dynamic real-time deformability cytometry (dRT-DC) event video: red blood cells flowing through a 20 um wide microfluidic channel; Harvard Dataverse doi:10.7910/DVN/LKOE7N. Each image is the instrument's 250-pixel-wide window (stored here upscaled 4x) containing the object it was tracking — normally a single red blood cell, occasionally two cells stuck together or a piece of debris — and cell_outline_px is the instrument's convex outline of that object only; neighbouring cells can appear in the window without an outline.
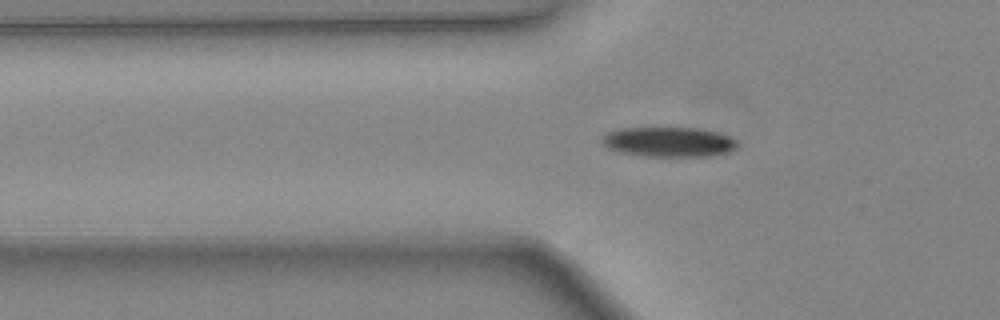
{"species": "common noctule bat (a hibernating species)", "species_latin": "Nyctalus noctula", "temperature_condition": "warm", "stored_images_in_passage": 45, "camera_frame_rate_fps": 3000, "um_per_image_px": 0.085, "animal": {"sex": "female", "body_mass_g": 24.6, "forearm_length_mm": 56.2}, "frame": {"image": 1, "passage_image": 18, "time_ms": 5.667, "image_size_px": [1000, 320], "cell_outline_px": [[740, 144], [736, 148], [728, 152], [712, 156], [644, 156], [620, 152], [608, 148], [600, 140], [600, 136], [608, 132], [620, 128], [696, 128], [720, 132], [736, 140]], "centroid_in_image_um": [56.85, 12.06], "position_along_channel_um": 68.9, "area_um2": 23.7}}
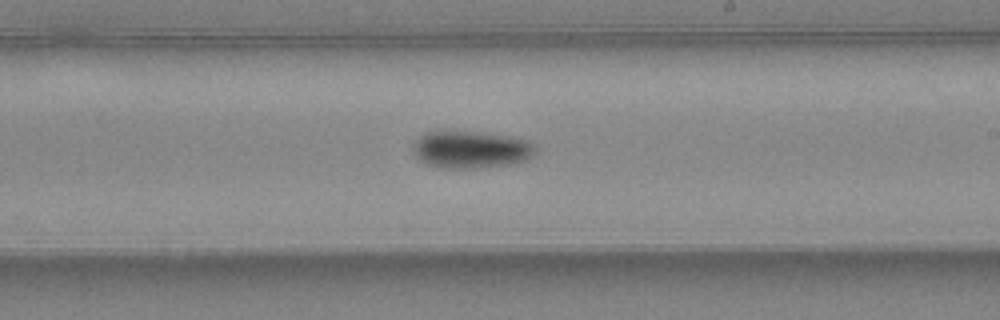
{"frame": {"image": 2, "passage_image": 30, "time_ms": 9.667, "image_size_px": [1000, 320], "cell_outline_px": [[536, 152], [532, 156], [524, 160], [508, 164], [484, 168], [440, 168], [428, 164], [420, 160], [416, 156], [412, 148], [416, 140], [424, 132], [436, 128], [480, 132], [512, 136], [528, 140], [536, 148]], "centroid_in_image_um": [39.98, 12.67], "position_along_channel_um": 249.0, "area_um2": 27.34}}
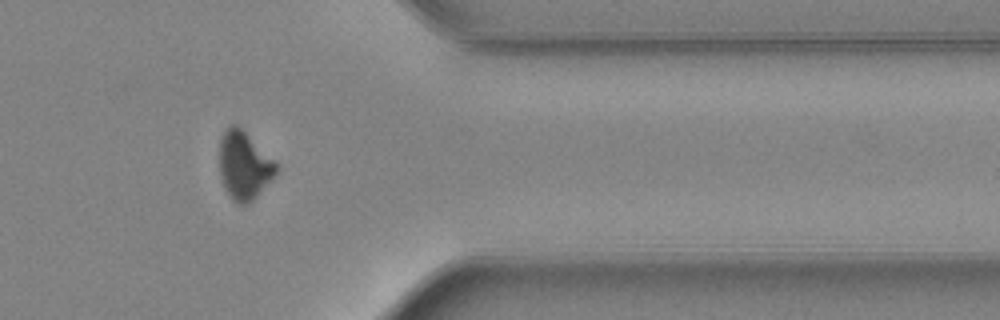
{"frame": {"image": 3, "passage_image": 40, "time_ms": 13.0, "image_size_px": [1000, 320], "cell_outline_px": [[280, 168], [276, 176], [248, 204], [236, 204], [232, 200], [220, 176], [220, 136], [232, 124], [236, 124], [280, 164]], "centroid_in_image_um": [20.8, 14.07], "position_along_channel_um": 390.6, "area_um2": 22.6}}